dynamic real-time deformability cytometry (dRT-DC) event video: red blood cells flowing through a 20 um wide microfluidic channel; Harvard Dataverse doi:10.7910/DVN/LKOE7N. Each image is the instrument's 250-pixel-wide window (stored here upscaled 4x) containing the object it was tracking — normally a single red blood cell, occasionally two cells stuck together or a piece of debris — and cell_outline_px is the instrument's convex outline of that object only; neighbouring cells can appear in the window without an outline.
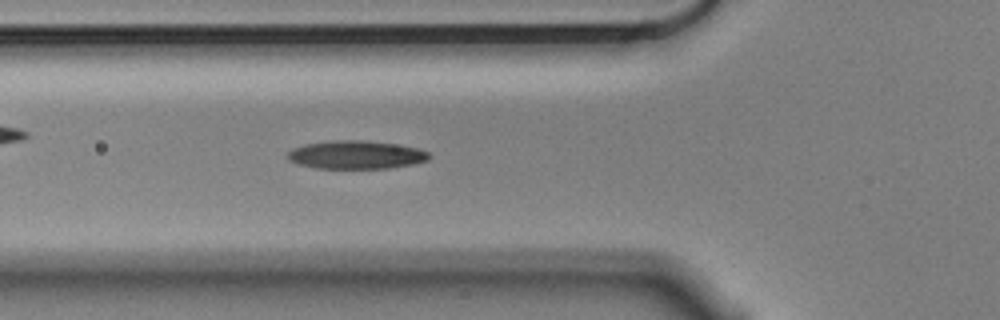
{"species": "Egyptian fruit bat (a non-hibernating species)", "species_latin": "Rousettus aegyptiacus", "temperature_condition": "cold", "stored_images_in_passage": 51, "camera_frame_rate_fps": 3000, "um_per_image_px": 0.085, "animal": {"sex": "male"}, "frame": {"image": 1, "passage_image": 19, "time_ms": 6.0, "image_size_px": [1000, 320], "cell_outline_px": [[432, 156], [428, 160], [412, 164], [388, 168], [316, 168], [300, 164], [288, 160], [288, 152], [292, 148], [304, 144], [336, 140], [360, 140], [392, 144], [420, 148], [428, 152]], "centroid_in_image_um": [30.27, 13.16], "position_along_channel_um": 95.5, "area_um2": 23.12}}
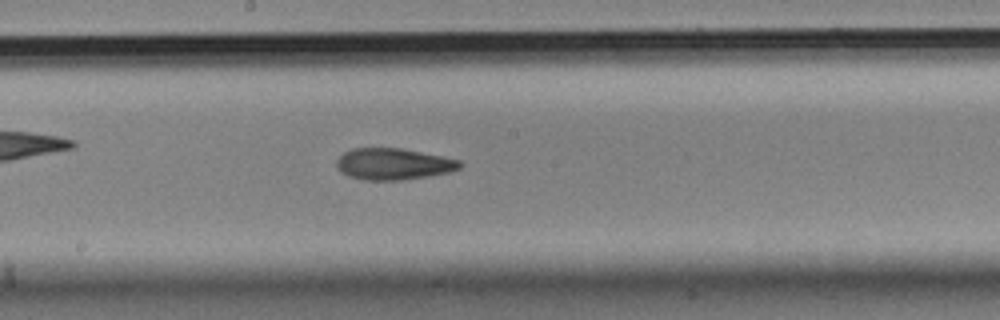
{"frame": {"image": 2, "passage_image": 29, "time_ms": 9.333, "image_size_px": [1000, 320], "cell_outline_px": [[464, 164], [460, 168], [448, 172], [428, 176], [400, 180], [364, 180], [348, 176], [340, 172], [336, 168], [336, 160], [344, 152], [352, 148], [400, 148], [460, 160]], "centroid_in_image_um": [33.4, 13.94], "position_along_channel_um": 214.8, "area_um2": 22.6}}
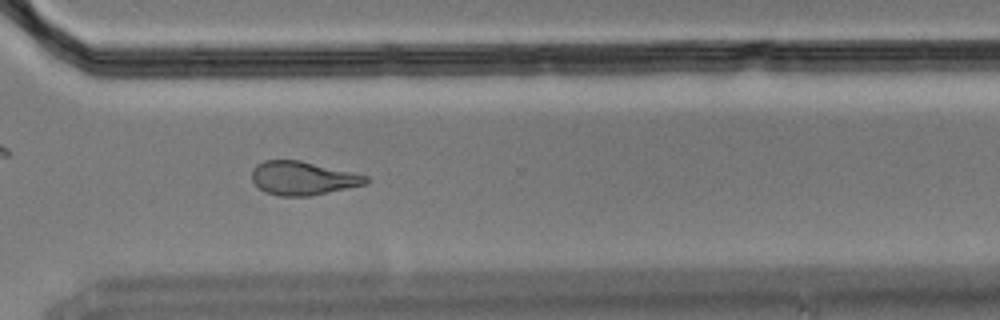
{"frame": {"image": 3, "passage_image": 40, "time_ms": 13.0, "image_size_px": [1000, 320], "cell_outline_px": [[368, 184], [312, 196], [280, 196], [264, 192], [252, 180], [252, 168], [256, 164], [264, 160], [300, 160], [368, 176]], "centroid_in_image_um": [25.73, 15.15], "position_along_channel_um": 344.9, "area_um2": 22.43}}